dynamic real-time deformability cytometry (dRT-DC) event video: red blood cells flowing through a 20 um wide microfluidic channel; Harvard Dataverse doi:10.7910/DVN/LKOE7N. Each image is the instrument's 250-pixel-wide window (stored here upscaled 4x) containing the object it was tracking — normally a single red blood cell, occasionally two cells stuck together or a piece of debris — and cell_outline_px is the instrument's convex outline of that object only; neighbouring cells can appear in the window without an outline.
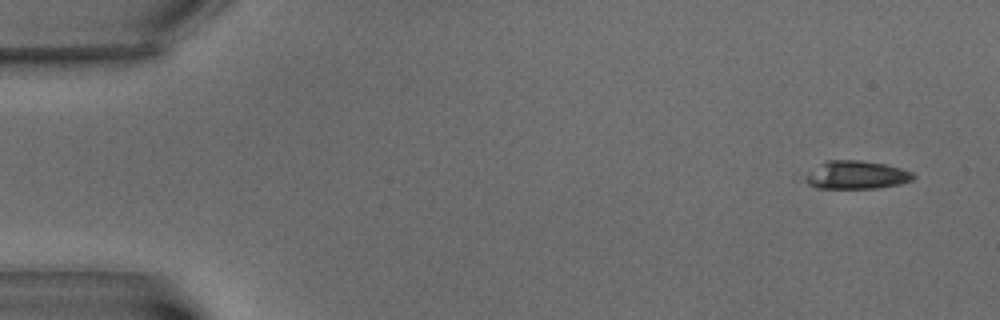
{"species": "common noctule bat (a hibernating species)", "species_latin": "Nyctalus noctula", "temperature_condition": "warm", "stored_images_in_passage": 8, "camera_frame_rate_fps": 3000, "um_per_image_px": 0.085, "animal": {"sex": "male", "body_mass_g": 15.6}, "frame": {"image": 1, "passage_image": 1, "time_ms": 0.0, "image_size_px": [1000, 320], "cell_outline_px": [[916, 176], [912, 180], [900, 184], [880, 188], [816, 188], [808, 184], [808, 176], [820, 164], [828, 160], [860, 160], [884, 164], [900, 168], [912, 172]], "centroid_in_image_um": [72.88, 14.88], "position_along_channel_um": 12.1, "area_um2": 17.34}}
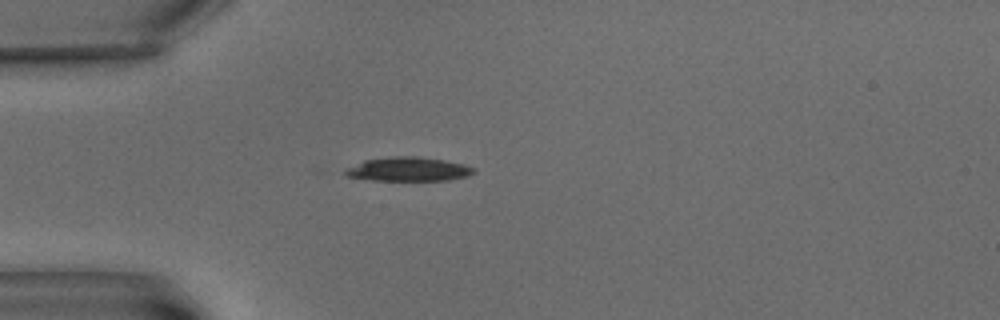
{"frame": {"image": 2, "passage_image": 5, "time_ms": 5.0, "image_size_px": [1000, 320], "cell_outline_px": [[476, 172], [468, 176], [448, 180], [372, 180], [344, 176], [336, 172], [344, 168], [364, 160], [392, 156], [416, 156], [444, 160], [464, 164], [476, 168]], "centroid_in_image_um": [34.62, 14.38], "position_along_channel_um": 50.4, "area_um2": 18.38}}
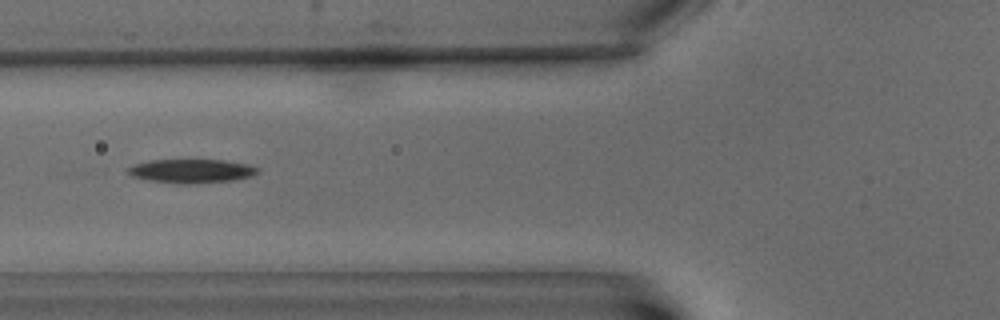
{"frame": {"image": 3, "passage_image": 7, "time_ms": 7.333, "image_size_px": [1000, 320], "cell_outline_px": [[260, 168], [252, 176], [232, 180], [184, 184], [152, 180], [132, 176], [128, 172], [128, 168], [136, 164], [148, 160], [224, 160], [248, 164]], "centroid_in_image_um": [16.3, 14.52], "position_along_channel_um": 109.5, "area_um2": 17.63}}